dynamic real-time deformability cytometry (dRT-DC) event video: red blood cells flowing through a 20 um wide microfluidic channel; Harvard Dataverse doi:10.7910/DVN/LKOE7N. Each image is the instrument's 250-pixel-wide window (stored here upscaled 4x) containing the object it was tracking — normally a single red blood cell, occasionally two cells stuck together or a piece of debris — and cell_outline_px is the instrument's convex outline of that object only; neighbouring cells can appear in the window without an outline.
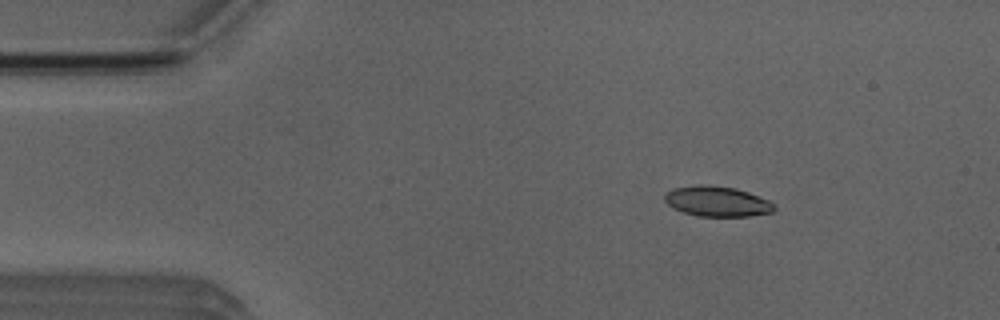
{"species": "Egyptian fruit bat (a non-hibernating species)", "species_latin": "Rousettus aegyptiacus", "temperature_condition": "room temperature", "stored_images_in_passage": 5, "camera_frame_rate_fps": 3000, "um_per_image_px": 0.085, "animal": {"sex": "male"}, "frame": {"image": 1, "passage_image": 3, "time_ms": 2.0, "image_size_px": [1000, 320], "cell_outline_px": [[776, 208], [772, 212], [748, 216], [696, 216], [672, 208], [664, 200], [664, 192], [672, 188], [700, 184], [708, 184], [736, 188], [748, 192], [768, 200], [776, 204]], "centroid_in_image_um": [60.92, 17.1], "position_along_channel_um": 24.1, "area_um2": 19.54}}